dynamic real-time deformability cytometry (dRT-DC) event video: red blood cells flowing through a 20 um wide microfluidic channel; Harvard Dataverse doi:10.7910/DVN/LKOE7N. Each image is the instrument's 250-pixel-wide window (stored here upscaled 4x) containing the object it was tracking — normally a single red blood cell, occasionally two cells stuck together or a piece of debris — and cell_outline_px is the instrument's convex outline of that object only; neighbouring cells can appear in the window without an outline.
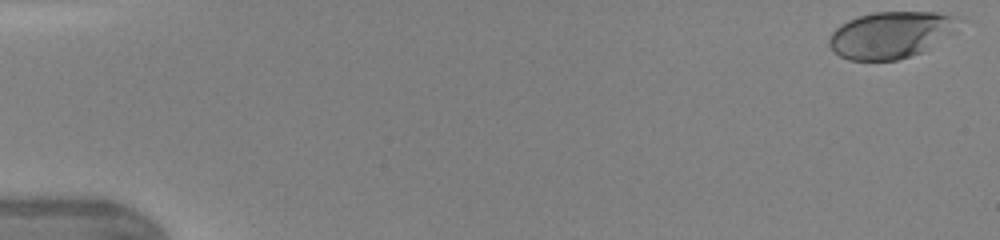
{"species": "human", "species_latin": "Homo sapiens", "temperature_condition": "warm", "stored_images_in_passage": 46, "camera_frame_rate_fps": 3000, "um_per_image_px": 0.085, "donor": {"sex": "female"}, "frame": {"image": 1, "passage_image": 1, "time_ms": 0.0, "image_size_px": [1000, 240], "cell_outline_px": [[956, 16], [920, 52], [896, 60], [848, 60], [832, 52], [828, 44], [828, 40], [832, 32], [840, 24], [848, 20], [872, 12], [936, 12]], "centroid_in_image_um": [75.37, 2.97], "position_along_channel_um": 9.6, "area_um2": 32.95}}
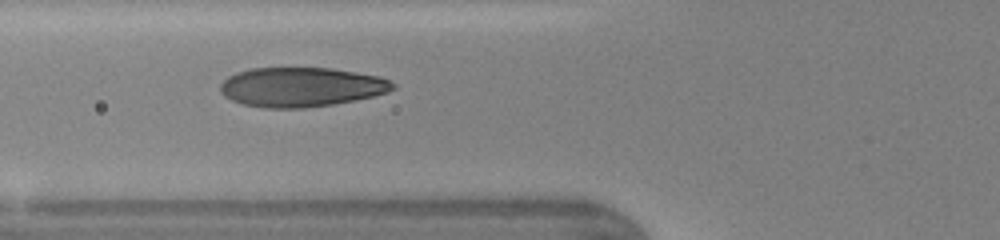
{"frame": {"image": 2, "passage_image": 18, "time_ms": 5.667, "image_size_px": [1000, 240], "cell_outline_px": [[396, 88], [388, 92], [356, 100], [332, 104], [304, 108], [268, 108], [244, 104], [232, 100], [224, 96], [220, 92], [220, 84], [228, 76], [236, 72], [252, 68], [332, 68], [380, 76], [396, 84]], "centroid_in_image_um": [25.61, 7.39], "position_along_channel_um": 100.2, "area_um2": 39.71}}
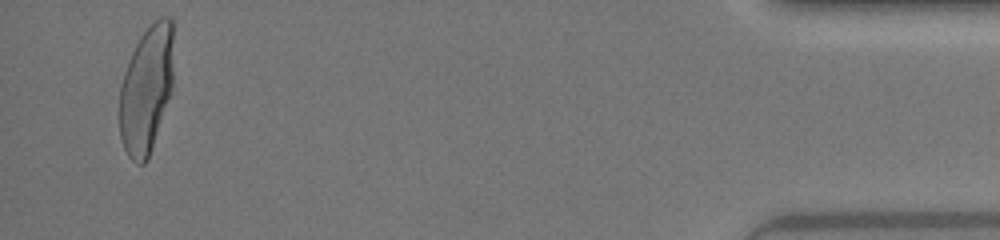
{"frame": {"image": 3, "passage_image": 45, "time_ms": 14.667, "image_size_px": [1000, 240], "cell_outline_px": [[172, 84], [148, 160], [144, 164], [136, 164], [128, 156], [124, 148], [120, 136], [120, 84], [128, 60], [140, 36], [160, 16], [172, 16]], "centroid_in_image_um": [12.42, 7.6], "position_along_channel_um": 422.8, "area_um2": 39.59}, "authors_computed_cell_mechanics": {"area_um2": 39.2173, "velocity_mm_per_s": 4.3625, "shape_relaxation_time_tau1_ms": 4.1521, "shape_relaxation_time_tau2_ms": null, "deformation_change_tau1": 0.2095, "deformation_change_tau2": null}}